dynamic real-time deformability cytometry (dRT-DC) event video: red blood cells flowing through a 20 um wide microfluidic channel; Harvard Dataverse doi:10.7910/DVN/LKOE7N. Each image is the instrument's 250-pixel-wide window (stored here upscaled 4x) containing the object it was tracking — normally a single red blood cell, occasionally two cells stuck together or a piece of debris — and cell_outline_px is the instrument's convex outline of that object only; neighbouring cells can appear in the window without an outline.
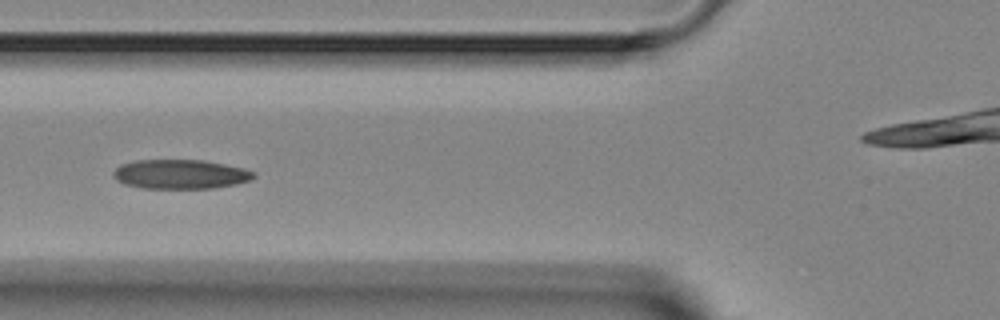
{"species": "Egyptian fruit bat (a non-hibernating species)", "species_latin": "Rousettus aegyptiacus", "temperature_condition": "room temperature", "stored_images_in_passage": 5, "camera_frame_rate_fps": 3000, "um_per_image_px": 0.085, "animal": {"sex": "female"}, "frame": {"image": 1, "passage_image": 5, "time_ms": 4.333, "image_size_px": [1000, 320], "cell_outline_px": [[256, 176], [252, 180], [236, 184], [212, 188], [140, 188], [124, 184], [116, 180], [112, 172], [120, 164], [136, 160], [204, 160], [244, 168], [256, 172]], "centroid_in_image_um": [15.34, 14.81], "position_along_channel_um": 110.5, "area_um2": 24.16}}